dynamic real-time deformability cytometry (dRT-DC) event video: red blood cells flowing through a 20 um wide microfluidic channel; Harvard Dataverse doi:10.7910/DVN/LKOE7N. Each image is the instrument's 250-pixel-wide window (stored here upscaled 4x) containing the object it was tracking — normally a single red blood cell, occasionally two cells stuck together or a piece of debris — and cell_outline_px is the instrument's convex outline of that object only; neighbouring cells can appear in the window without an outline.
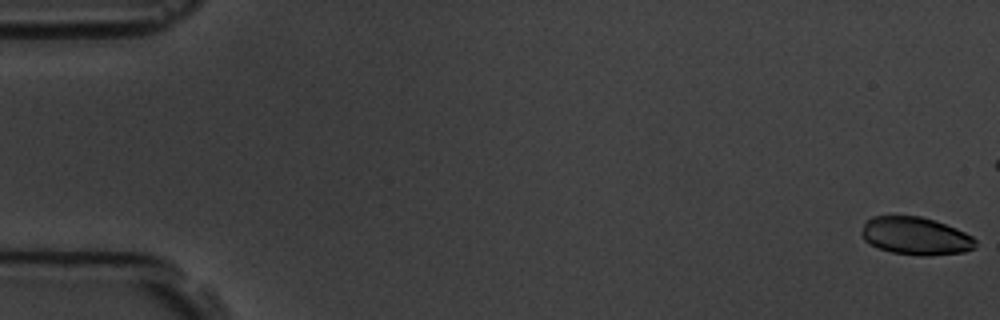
{"species": "common noctule bat (a hibernating species)", "species_latin": "Nyctalus noctula", "temperature_condition": "room temperature", "stored_images_in_passage": 7, "camera_frame_rate_fps": 3000, "um_per_image_px": 0.085, "animal": {"sex": "male", "body_mass_g": 19.5, "forearm_length_mm": 54.6}, "frame": {"image": 1, "passage_image": 1, "time_ms": 0.0, "image_size_px": [1000, 320], "cell_outline_px": [[976, 248], [964, 252], [924, 256], [920, 256], [892, 252], [880, 248], [864, 240], [860, 232], [864, 224], [872, 216], [920, 216], [936, 220], [956, 228], [972, 236], [976, 240]], "centroid_in_image_um": [77.85, 20.05], "position_along_channel_um": 7.1, "area_um2": 25.09}}